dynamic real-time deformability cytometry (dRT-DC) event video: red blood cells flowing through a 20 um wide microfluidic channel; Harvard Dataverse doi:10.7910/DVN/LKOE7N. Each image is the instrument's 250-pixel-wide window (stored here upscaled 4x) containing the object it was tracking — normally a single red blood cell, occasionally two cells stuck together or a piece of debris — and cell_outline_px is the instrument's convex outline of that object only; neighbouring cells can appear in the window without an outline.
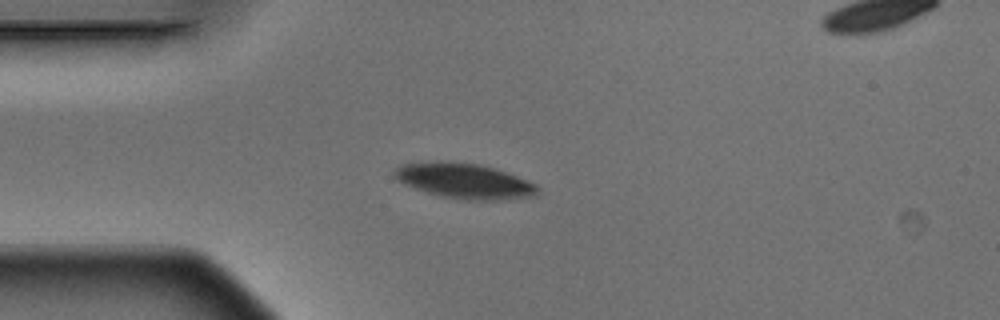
{"species": "Egyptian fruit bat (a non-hibernating species)", "species_latin": "Rousettus aegyptiacus", "temperature_condition": "warm", "stored_images_in_passage": 3, "camera_frame_rate_fps": 3000, "um_per_image_px": 0.085, "animal": {"sex": "male"}, "frame": {"image": 1, "passage_image": 1, "time_ms": 0.0, "image_size_px": [1000, 320], "cell_outline_px": [[540, 188], [536, 196], [504, 200], [464, 200], [440, 196], [404, 184], [396, 180], [392, 176], [392, 172], [400, 164], [432, 160], [452, 160], [480, 164], [516, 176], [536, 184]], "centroid_in_image_um": [39.42, 15.36], "position_along_channel_um": 45.6, "area_um2": 29.88}}
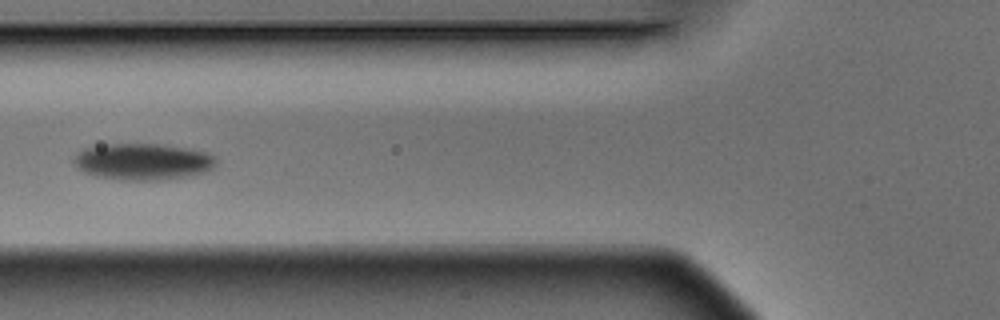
{"frame": {"image": 2, "passage_image": 3, "time_ms": 0.667, "image_size_px": [1000, 320], "cell_outline_px": [[216, 168], [204, 172], [184, 176], [160, 180], [120, 180], [96, 176], [84, 172], [76, 168], [72, 160], [84, 148], [108, 144], [156, 144], [192, 148], [208, 152], [216, 156]], "centroid_in_image_um": [12.18, 13.74], "position_along_channel_um": 113.6, "area_um2": 30.46}}